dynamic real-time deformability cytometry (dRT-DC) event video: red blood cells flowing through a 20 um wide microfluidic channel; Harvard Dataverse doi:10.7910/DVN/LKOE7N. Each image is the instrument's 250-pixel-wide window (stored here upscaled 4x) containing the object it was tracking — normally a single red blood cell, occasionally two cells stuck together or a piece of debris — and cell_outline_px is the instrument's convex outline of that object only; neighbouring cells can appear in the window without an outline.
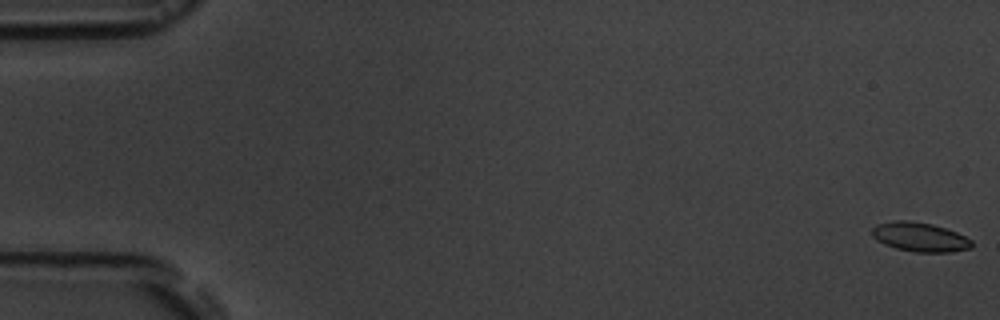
{"species": "common noctule bat (a hibernating species)", "species_latin": "Nyctalus noctula", "temperature_condition": "room temperature", "stored_images_in_passage": 5, "camera_frame_rate_fps": 3000, "um_per_image_px": 0.085, "animal": {"sex": "male", "body_mass_g": 19.5, "forearm_length_mm": 54.6}, "frame": {"image": 1, "passage_image": 1, "time_ms": 0.0, "image_size_px": [1000, 320], "cell_outline_px": [[972, 248], [952, 252], [916, 252], [896, 248], [884, 244], [876, 240], [872, 236], [872, 228], [876, 224], [892, 220], [908, 220], [932, 224], [956, 232], [972, 240]], "centroid_in_image_um": [78.16, 20.14], "position_along_channel_um": 6.8, "area_um2": 17.05}}